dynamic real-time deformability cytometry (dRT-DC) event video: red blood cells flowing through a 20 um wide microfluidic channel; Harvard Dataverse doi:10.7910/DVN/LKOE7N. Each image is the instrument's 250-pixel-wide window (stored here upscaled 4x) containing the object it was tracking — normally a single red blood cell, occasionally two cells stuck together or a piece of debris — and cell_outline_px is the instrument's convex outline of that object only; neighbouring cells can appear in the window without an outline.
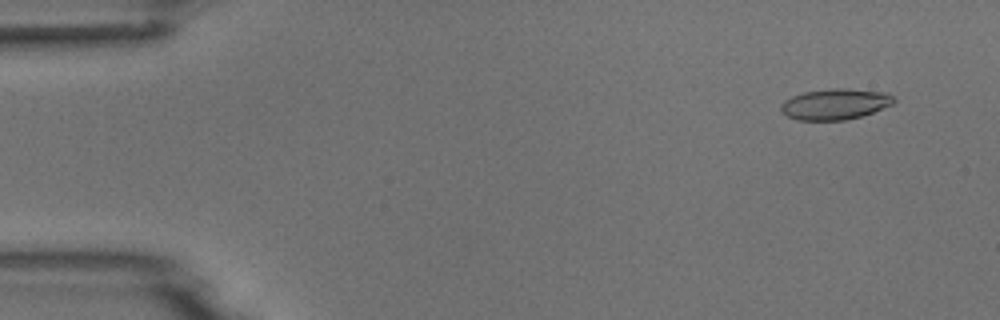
{"species": "common noctule bat (a hibernating species)", "species_latin": "Nyctalus noctula", "temperature_condition": "room temperature", "stored_images_in_passage": 7, "camera_frame_rate_fps": 3000, "um_per_image_px": 0.085, "animal": {"sex": "male", "body_mass_g": 18.8}, "frame": {"image": 1, "passage_image": 2, "time_ms": 1.0, "image_size_px": [1000, 320], "cell_outline_px": [[896, 100], [892, 104], [872, 112], [860, 116], [844, 120], [800, 120], [788, 116], [780, 108], [780, 104], [784, 100], [792, 96], [804, 92], [832, 88], [844, 88], [888, 92]], "centroid_in_image_um": [70.99, 8.83], "position_along_channel_um": 14.0, "area_um2": 20.17}}
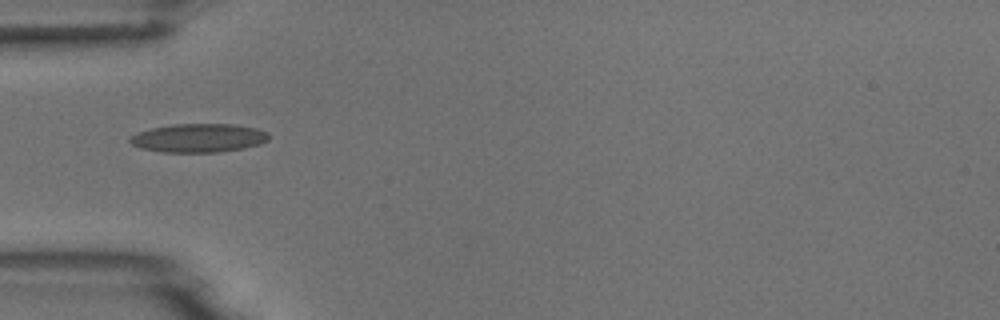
{"frame": {"image": 2, "passage_image": 5, "time_ms": 5.333, "image_size_px": [1000, 320], "cell_outline_px": [[268, 140], [260, 144], [244, 148], [216, 152], [164, 152], [140, 148], [132, 144], [128, 140], [136, 132], [152, 128], [176, 124], [236, 124], [256, 128], [268, 132]], "centroid_in_image_um": [16.89, 11.72], "position_along_channel_um": 68.1, "area_um2": 23.12}}